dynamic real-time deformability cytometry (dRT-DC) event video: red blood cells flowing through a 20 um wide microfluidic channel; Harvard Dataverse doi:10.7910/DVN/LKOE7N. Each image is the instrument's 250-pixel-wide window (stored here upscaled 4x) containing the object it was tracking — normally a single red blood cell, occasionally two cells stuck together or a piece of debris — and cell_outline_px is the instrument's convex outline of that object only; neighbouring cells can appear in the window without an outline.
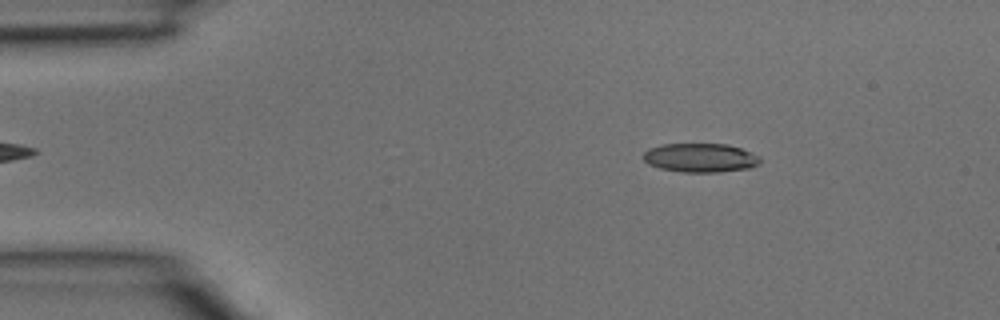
{"species": "common noctule bat (a hibernating species)", "species_latin": "Nyctalus noctula", "temperature_condition": "room temperature", "stored_images_in_passage": 37, "camera_frame_rate_fps": 3000, "um_per_image_px": 0.085, "animal": {"sex": "male", "body_mass_g": 15.6}, "frame": {"image": 1, "passage_image": 5, "time_ms": 1.333, "image_size_px": [1000, 320], "cell_outline_px": [[760, 164], [748, 168], [720, 172], [684, 172], [660, 168], [648, 164], [644, 160], [644, 152], [648, 148], [660, 144], [728, 144], [740, 148], [760, 156]], "centroid_in_image_um": [59.52, 13.4], "position_along_channel_um": 25.5, "area_um2": 19.71}}
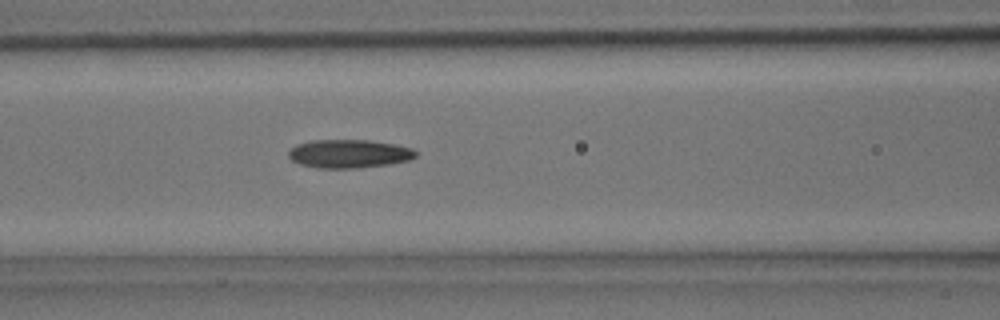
{"frame": {"image": 2, "passage_image": 15, "time_ms": 4.667, "image_size_px": [1000, 320], "cell_outline_px": [[416, 156], [408, 160], [388, 164], [356, 168], [316, 168], [300, 164], [292, 160], [288, 156], [288, 152], [296, 144], [312, 140], [368, 140], [392, 144], [412, 148], [416, 152]], "centroid_in_image_um": [29.62, 13.07], "position_along_channel_um": 137.0, "area_um2": 20.92}}
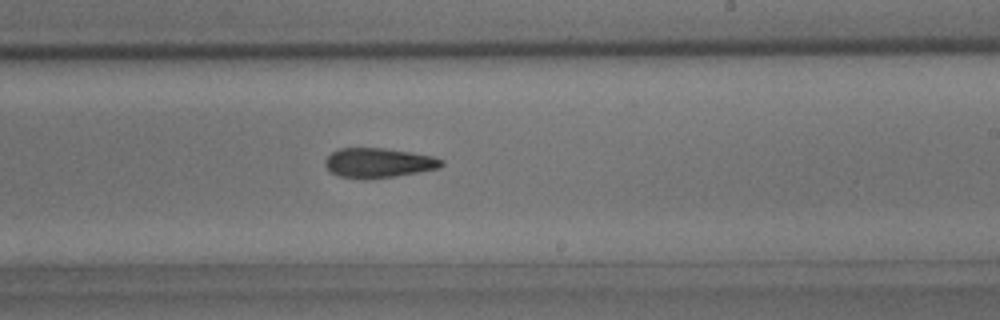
{"frame": {"image": 3, "passage_image": 22, "time_ms": 7.0, "image_size_px": [1000, 320], "cell_outline_px": [[444, 164], [440, 168], [396, 176], [340, 176], [332, 172], [324, 164], [324, 160], [332, 152], [340, 148], [384, 148], [432, 156], [444, 160]], "centroid_in_image_um": [32.21, 13.8], "position_along_channel_um": 256.8, "area_um2": 19.31}}